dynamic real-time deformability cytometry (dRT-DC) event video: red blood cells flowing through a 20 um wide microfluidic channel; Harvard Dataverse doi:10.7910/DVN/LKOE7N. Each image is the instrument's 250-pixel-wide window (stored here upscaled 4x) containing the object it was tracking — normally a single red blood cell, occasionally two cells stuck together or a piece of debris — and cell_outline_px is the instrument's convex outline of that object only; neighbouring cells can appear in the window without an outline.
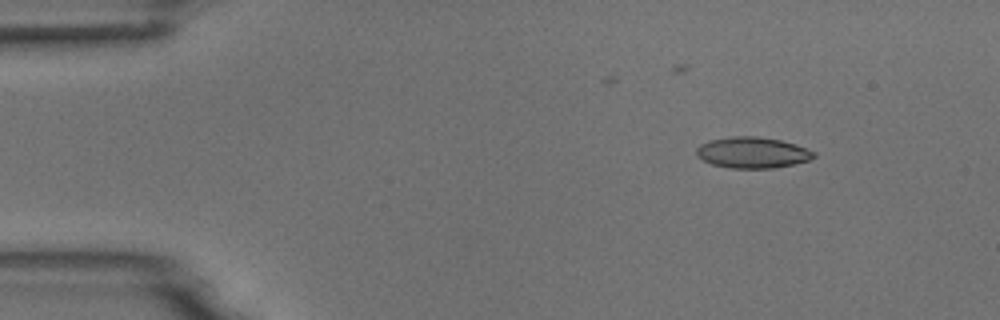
{"species": "common noctule bat (a hibernating species)", "species_latin": "Nyctalus noctula", "temperature_condition": "room temperature", "stored_images_in_passage": 4, "camera_frame_rate_fps": 3000, "um_per_image_px": 0.085, "animal": {"sex": "male", "body_mass_g": 18.8}, "frame": {"image": 1, "passage_image": 1, "time_ms": 0.0, "image_size_px": [1000, 320], "cell_outline_px": [[816, 156], [808, 160], [792, 164], [772, 168], [732, 168], [712, 164], [696, 156], [696, 148], [700, 144], [708, 140], [732, 136], [756, 136], [780, 140], [796, 144], [816, 152]], "centroid_in_image_um": [63.94, 12.96], "position_along_channel_um": 21.1, "area_um2": 21.21}}
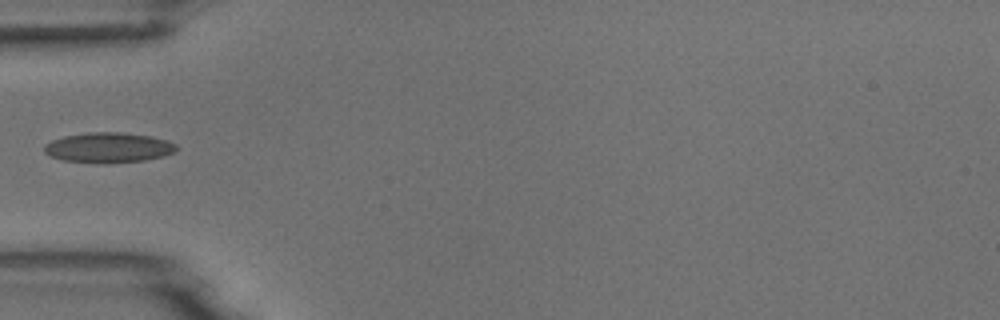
{"frame": {"image": 2, "passage_image": 4, "time_ms": 1.0, "image_size_px": [1000, 320], "cell_outline_px": [[180, 148], [176, 152], [164, 156], [144, 160], [64, 160], [52, 156], [44, 152], [44, 144], [52, 140], [64, 136], [88, 132], [120, 132], [152, 136], [168, 140], [176, 144]], "centroid_in_image_um": [9.29, 12.48], "position_along_channel_um": 75.7, "area_um2": 22.31}}